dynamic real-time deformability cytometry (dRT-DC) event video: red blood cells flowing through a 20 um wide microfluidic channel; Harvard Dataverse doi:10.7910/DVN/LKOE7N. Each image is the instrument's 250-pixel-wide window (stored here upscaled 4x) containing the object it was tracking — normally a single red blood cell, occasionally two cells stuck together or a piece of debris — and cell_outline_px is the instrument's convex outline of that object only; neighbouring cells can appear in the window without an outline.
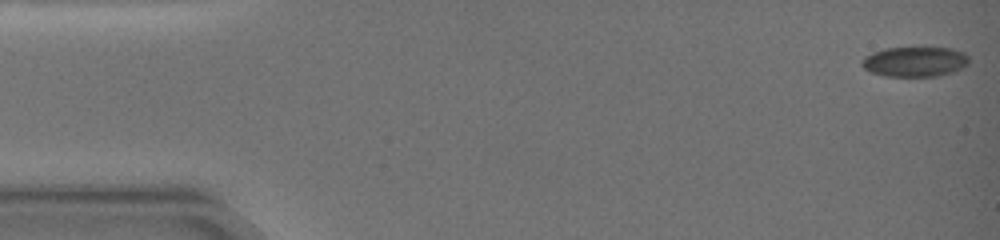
{"species": "common noctule bat (a hibernating species)", "species_latin": "Nyctalus noctula", "temperature_condition": "warm", "stored_images_in_passage": 16, "camera_frame_rate_fps": 3000, "um_per_image_px": 0.085, "animal": {"sex": "female", "body_mass_g": 19.0, "forearm_length_mm": 51.5}, "frame": {"image": 1, "passage_image": 1, "time_ms": 0.0, "image_size_px": [1000, 240], "cell_outline_px": [[968, 64], [952, 72], [936, 76], [884, 76], [872, 72], [864, 68], [860, 64], [860, 60], [864, 56], [872, 52], [884, 48], [952, 48], [964, 52], [968, 56]], "centroid_in_image_um": [77.72, 5.23], "position_along_channel_um": 7.3, "area_um2": 18.73}}
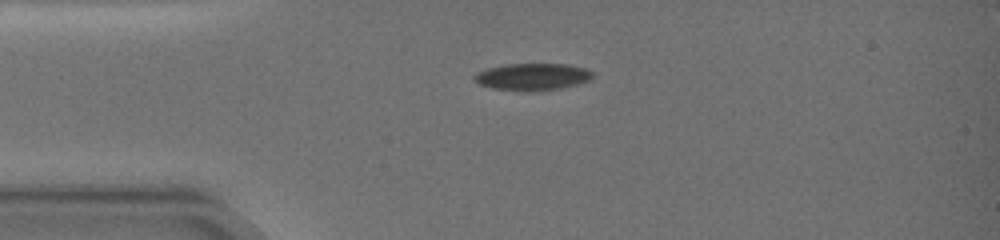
{"frame": {"image": 2, "passage_image": 7, "time_ms": 4.333, "image_size_px": [1000, 240], "cell_outline_px": [[592, 76], [588, 80], [580, 84], [560, 88], [532, 92], [528, 92], [492, 88], [480, 84], [472, 80], [472, 76], [476, 72], [484, 68], [504, 64], [568, 64], [584, 68], [592, 72]], "centroid_in_image_um": [45.19, 6.53], "position_along_channel_um": 39.8, "area_um2": 18.9}}